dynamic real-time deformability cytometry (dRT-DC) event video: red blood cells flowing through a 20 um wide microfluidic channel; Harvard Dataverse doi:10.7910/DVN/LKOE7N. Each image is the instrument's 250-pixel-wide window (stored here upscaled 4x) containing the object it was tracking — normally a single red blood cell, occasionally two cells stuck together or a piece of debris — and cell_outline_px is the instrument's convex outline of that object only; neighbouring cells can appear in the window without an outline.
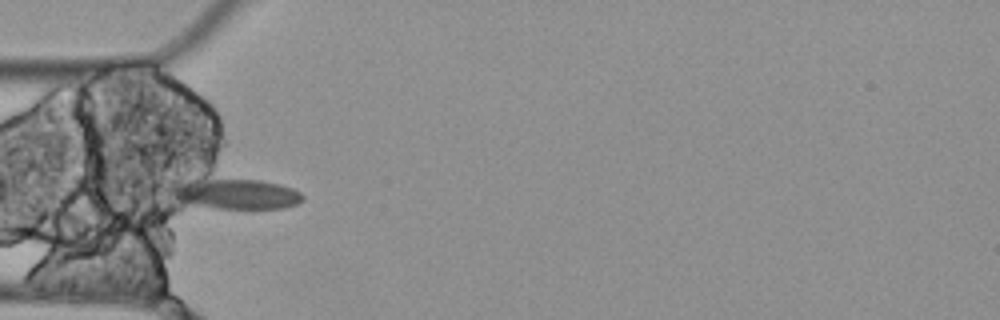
{"species": "Egyptian fruit bat (a non-hibernating species)", "species_latin": "Rousettus aegyptiacus", "temperature_condition": "cold", "stored_images_in_passage": 8, "camera_frame_rate_fps": 3000, "um_per_image_px": 0.085, "animal": {"sex": "female"}, "frame": {"image": 1, "passage_image": 4, "time_ms": 1.0, "image_size_px": [1000, 320], "cell_outline_px": [[304, 200], [296, 204], [284, 208], [216, 208], [180, 204], [164, 188], [168, 184], [204, 172], [260, 180], [280, 184], [292, 188], [300, 192], [304, 196]], "centroid_in_image_um": [19.74, 16.36], "position_along_channel_um": 65.3, "area_um2": 26.07}}
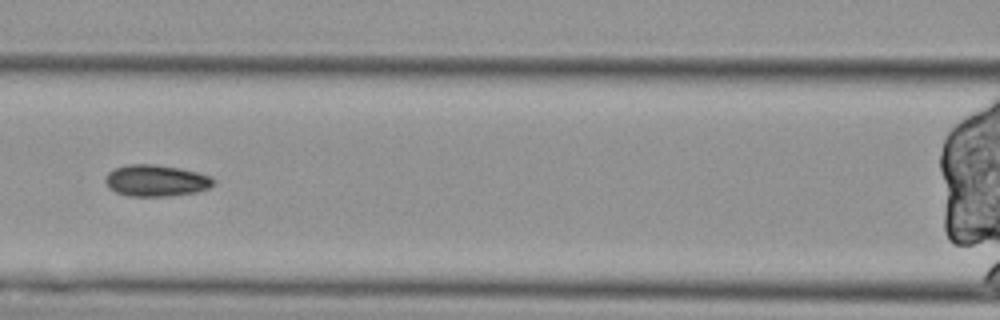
{"frame": {"image": 2, "passage_image": 6, "time_ms": 1.667, "image_size_px": [1000, 320], "cell_outline_px": [[216, 184], [208, 188], [196, 192], [168, 196], [128, 196], [116, 192], [108, 188], [104, 180], [108, 172], [116, 168], [128, 164], [156, 164], [180, 168], [212, 176], [216, 180]], "centroid_in_image_um": [13.28, 15.35], "position_along_channel_um": 153.3, "area_um2": 20.06}}
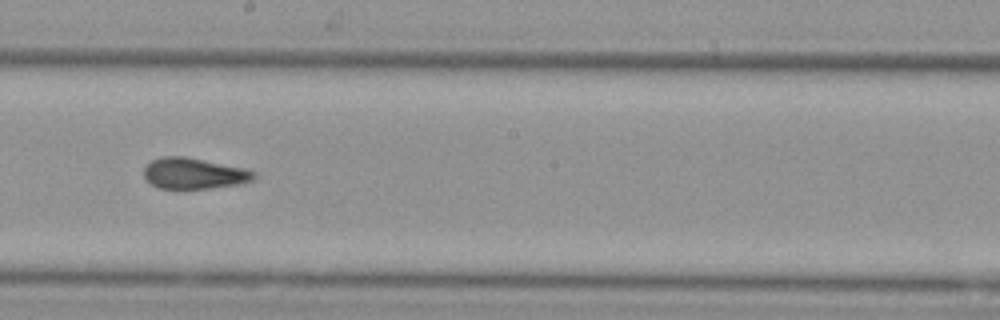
{"frame": {"image": 3, "passage_image": 8, "time_ms": 2.333, "image_size_px": [1000, 320], "cell_outline_px": [[256, 176], [252, 180], [236, 184], [208, 188], [160, 188], [152, 184], [144, 176], [144, 168], [152, 160], [160, 156], [184, 156], [248, 168], [256, 172]], "centroid_in_image_um": [16.51, 14.72], "position_along_channel_um": 231.7, "area_um2": 19.77}}